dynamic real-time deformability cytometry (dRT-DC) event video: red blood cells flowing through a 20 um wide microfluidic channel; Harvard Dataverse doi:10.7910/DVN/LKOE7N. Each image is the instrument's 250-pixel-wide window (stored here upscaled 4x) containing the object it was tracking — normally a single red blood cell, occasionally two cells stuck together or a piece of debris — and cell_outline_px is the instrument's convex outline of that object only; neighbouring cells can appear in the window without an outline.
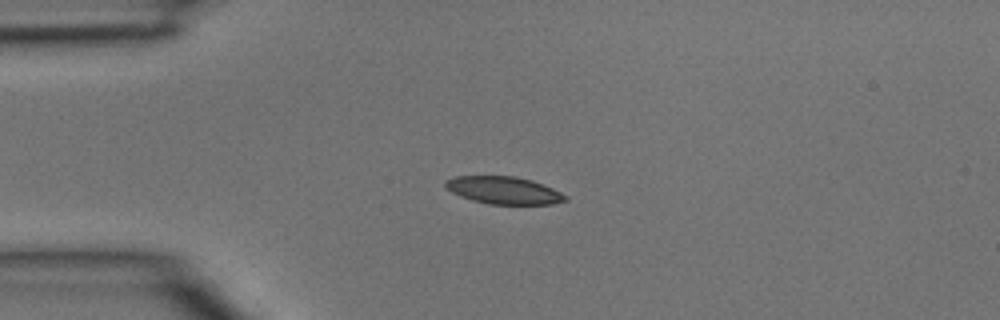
{"species": "common noctule bat (a hibernating species)", "species_latin": "Nyctalus noctula", "temperature_condition": "room temperature", "stored_images_in_passage": 3, "camera_frame_rate_fps": 3000, "um_per_image_px": 0.085, "animal": {"sex": "male", "body_mass_g": 15.6}, "frame": {"image": 1, "passage_image": 2, "time_ms": 0.333, "image_size_px": [1000, 320], "cell_outline_px": [[568, 200], [552, 204], [488, 204], [472, 200], [460, 196], [452, 192], [444, 184], [444, 180], [456, 176], [512, 176], [532, 180], [552, 188], [568, 196]], "centroid_in_image_um": [42.82, 16.18], "position_along_channel_um": 42.2, "area_um2": 19.13}}